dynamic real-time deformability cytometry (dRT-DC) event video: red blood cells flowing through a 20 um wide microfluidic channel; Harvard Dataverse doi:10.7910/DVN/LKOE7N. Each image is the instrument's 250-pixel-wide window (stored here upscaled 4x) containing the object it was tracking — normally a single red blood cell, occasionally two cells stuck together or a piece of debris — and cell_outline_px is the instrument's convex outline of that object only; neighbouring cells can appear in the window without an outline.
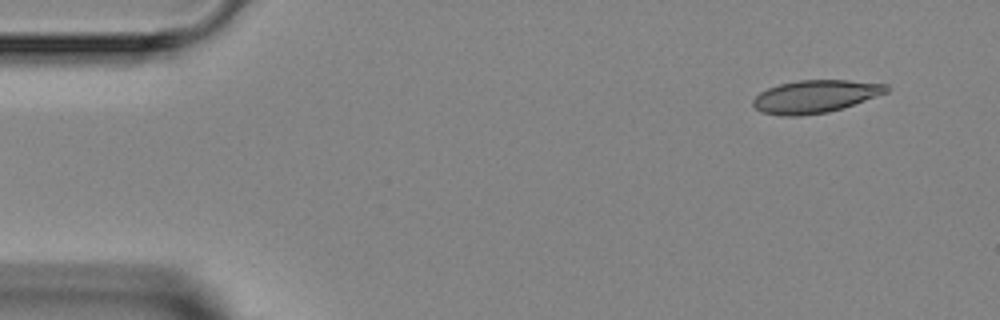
{"species": "Egyptian fruit bat (a non-hibernating species)", "species_latin": "Rousettus aegyptiacus", "temperature_condition": "room temperature", "stored_images_in_passage": 5, "camera_frame_rate_fps": 3000, "um_per_image_px": 0.085, "animal": {"sex": "female"}, "frame": {"image": 1, "passage_image": 5, "time_ms": 4.333, "image_size_px": [1000, 320], "cell_outline_px": [[888, 92], [828, 112], [800, 116], [780, 116], [760, 112], [752, 104], [752, 100], [760, 92], [768, 88], [780, 84], [800, 80], [848, 80], [888, 84]], "centroid_in_image_um": [69.25, 8.2], "position_along_channel_um": 15.8, "area_um2": 25.26}}